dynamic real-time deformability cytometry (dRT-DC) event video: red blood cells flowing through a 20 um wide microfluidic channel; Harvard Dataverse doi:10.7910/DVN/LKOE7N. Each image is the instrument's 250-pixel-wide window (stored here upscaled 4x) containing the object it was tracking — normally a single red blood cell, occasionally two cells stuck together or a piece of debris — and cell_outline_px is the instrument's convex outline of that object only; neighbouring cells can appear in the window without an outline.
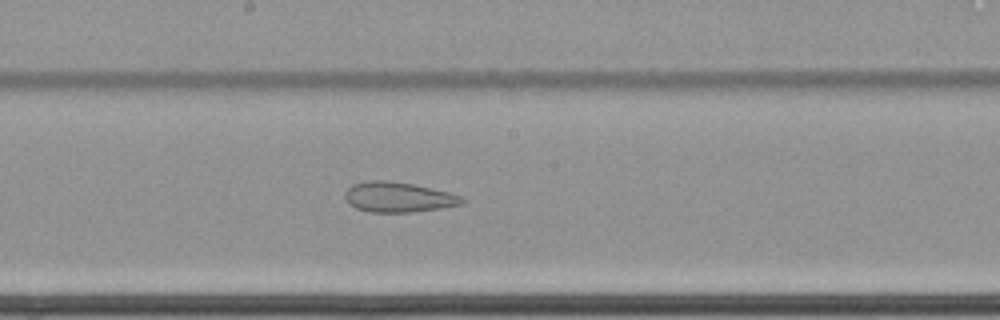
{"species": "common noctule bat (a hibernating species)", "species_latin": "Nyctalus noctula", "temperature_condition": "cold", "stored_images_in_passage": 56, "camera_frame_rate_fps": 3000, "um_per_image_px": 0.085, "animal": {"sex": "female", "body_mass_g": 22.7, "forearm_length_mm": 54.2}, "frame": {"image": 1, "passage_image": 31, "time_ms": 10.0, "image_size_px": [1000, 320], "cell_outline_px": [[464, 204], [440, 208], [412, 212], [368, 212], [356, 208], [348, 204], [344, 196], [344, 192], [352, 184], [368, 180], [388, 180], [412, 184], [432, 188], [448, 192], [460, 196], [464, 200]], "centroid_in_image_um": [33.81, 16.75], "position_along_channel_um": 214.4, "area_um2": 20.63}}
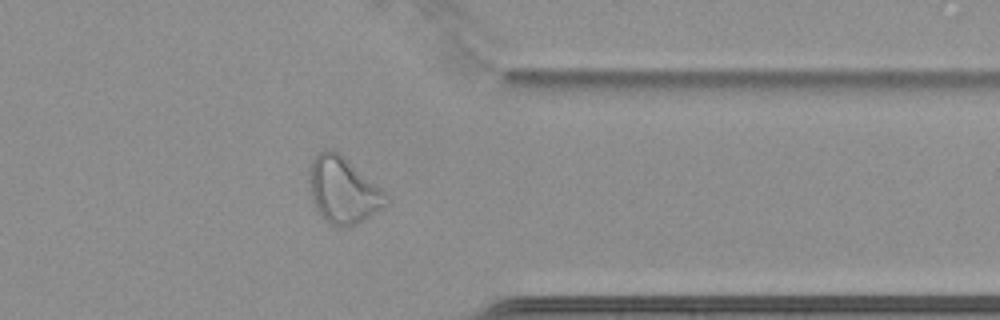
{"frame": {"image": 2, "passage_image": 46, "time_ms": 15.0, "image_size_px": [1000, 320], "cell_outline_px": [[388, 204], [356, 224], [332, 224], [324, 220], [320, 216], [312, 200], [308, 188], [308, 180], [312, 160], [324, 148], [332, 148], [380, 188], [388, 196]], "centroid_in_image_um": [29.11, 16.15], "position_along_channel_um": 382.3, "area_um2": 28.9}}
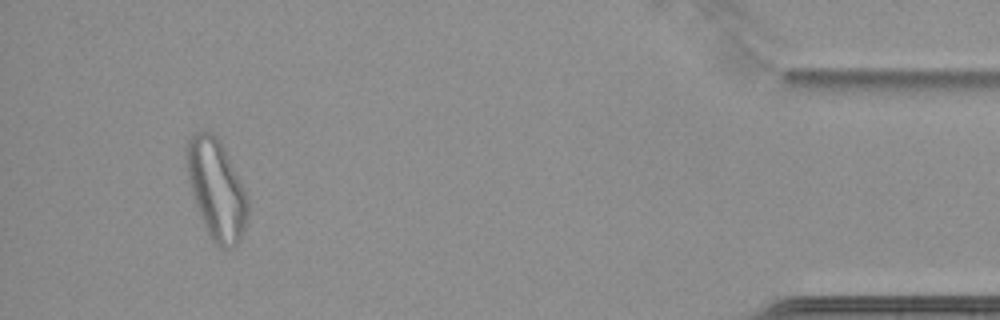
{"frame": {"image": 3, "passage_image": 54, "time_ms": 17.667, "image_size_px": [1000, 320], "cell_outline_px": [[248, 220], [240, 240], [232, 248], [220, 248], [212, 240], [200, 216], [188, 180], [188, 140], [196, 132], [212, 132], [220, 140], [248, 200]], "centroid_in_image_um": [18.42, 16.15], "position_along_channel_um": 416.8, "area_um2": 34.56}}